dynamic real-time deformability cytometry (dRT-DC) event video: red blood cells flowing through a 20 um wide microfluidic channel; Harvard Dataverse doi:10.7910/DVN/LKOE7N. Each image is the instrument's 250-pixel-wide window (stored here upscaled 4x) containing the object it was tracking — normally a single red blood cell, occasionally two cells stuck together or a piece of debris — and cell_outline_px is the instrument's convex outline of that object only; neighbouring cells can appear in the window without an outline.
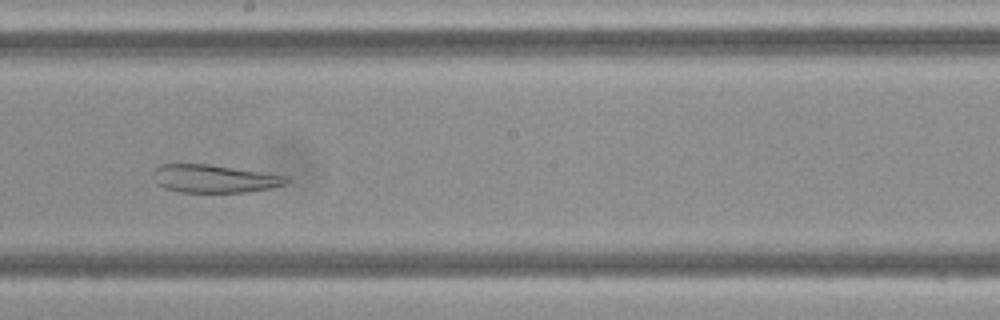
{"species": "Egyptian fruit bat (a non-hibernating species)", "species_latin": "Rousettus aegyptiacus", "temperature_condition": "cold", "stored_images_in_passage": 48, "segment_of_instrument_passage": [1, 2], "camera_frame_rate_fps": 3000, "um_per_image_px": 0.085, "frame": {"image": 1, "passage_image": 25, "time_ms": 8.0, "image_size_px": [1000, 320], "cell_outline_px": [[292, 180], [288, 184], [268, 188], [244, 192], [180, 192], [164, 188], [156, 184], [152, 172], [160, 164], [208, 164], [264, 172], [288, 176]], "centroid_in_image_um": [18.23, 15.18], "position_along_channel_um": 230.0, "area_um2": 21.85}}
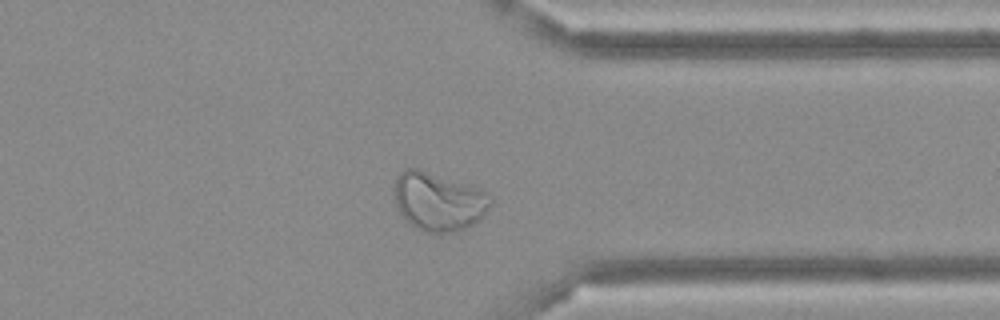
{"frame": {"image": 2, "passage_image": 36, "time_ms": 11.667, "image_size_px": [1000, 320], "cell_outline_px": [[492, 204], [484, 216], [472, 224], [464, 228], [452, 232], [428, 232], [412, 228], [404, 220], [396, 208], [392, 188], [396, 176], [404, 168], [420, 168], [480, 188], [488, 192], [492, 196]], "centroid_in_image_um": [37.23, 17.1], "position_along_channel_um": 374.2, "area_um2": 33.7}}
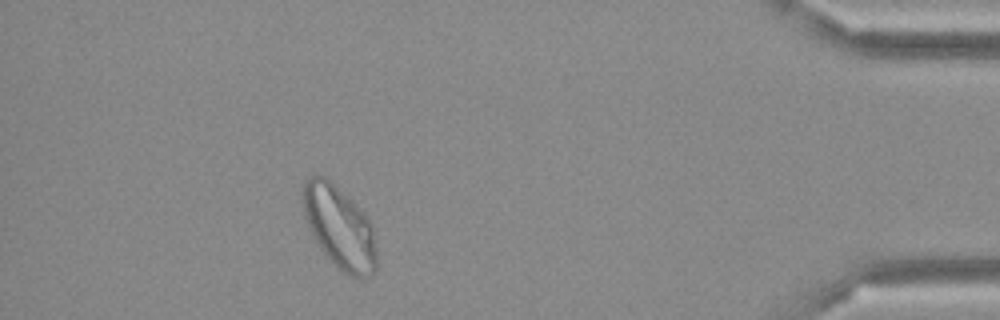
{"frame": {"image": 3, "passage_image": 42, "time_ms": 13.667, "image_size_px": [1000, 320], "cell_outline_px": [[376, 272], [372, 276], [360, 280], [348, 276], [340, 272], [320, 248], [308, 224], [304, 212], [304, 184], [308, 176], [316, 172], [324, 176], [344, 192], [364, 212], [372, 224], [376, 252]], "centroid_in_image_um": [28.89, 19.36], "position_along_channel_um": 406.3, "area_um2": 35.72}}